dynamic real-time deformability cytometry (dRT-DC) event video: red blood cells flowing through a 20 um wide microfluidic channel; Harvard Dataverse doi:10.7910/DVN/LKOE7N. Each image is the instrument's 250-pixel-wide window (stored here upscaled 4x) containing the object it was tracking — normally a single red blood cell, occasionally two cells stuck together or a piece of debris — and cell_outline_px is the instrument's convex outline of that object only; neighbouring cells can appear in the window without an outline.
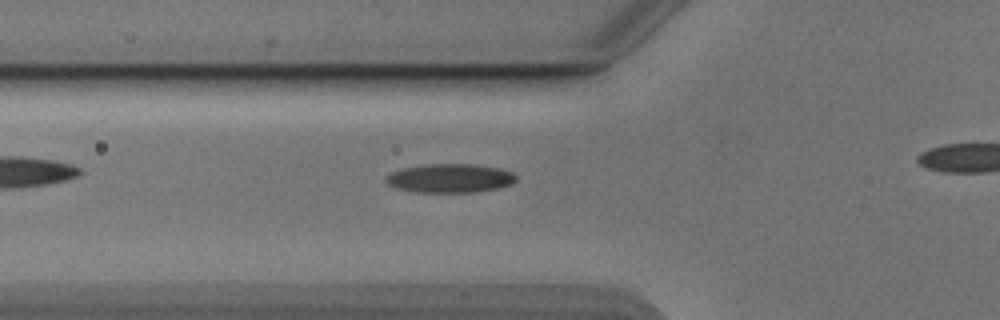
{"species": "Egyptian fruit bat (a non-hibernating species)", "species_latin": "Rousettus aegyptiacus", "temperature_condition": "cold", "stored_images_in_passage": 29, "camera_frame_rate_fps": 3000, "um_per_image_px": 0.085, "animal": {"sex": "male"}, "frame": {"image": 1, "passage_image": 2, "time_ms": 0.333, "image_size_px": [1000, 320], "cell_outline_px": [[516, 180], [512, 184], [500, 188], [476, 192], [416, 192], [396, 188], [388, 184], [384, 180], [384, 176], [400, 168], [424, 164], [472, 164], [496, 168], [512, 172], [516, 176]], "centroid_in_image_um": [38.21, 15.15], "position_along_channel_um": 87.6, "area_um2": 22.02}}
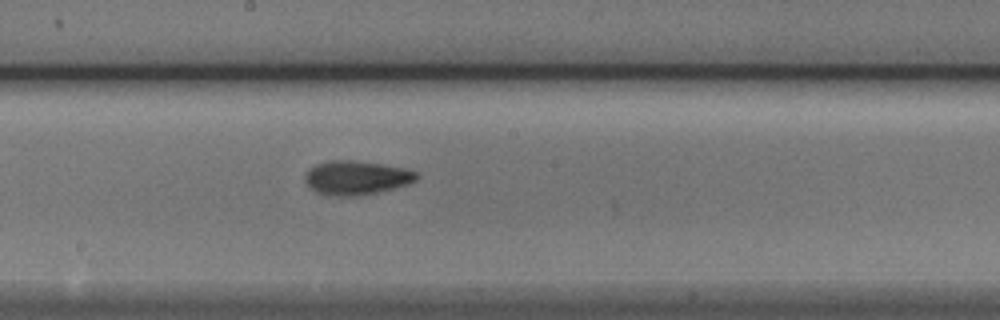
{"frame": {"image": 2, "passage_image": 12, "time_ms": 3.667, "image_size_px": [1000, 320], "cell_outline_px": [[420, 176], [416, 180], [408, 184], [376, 192], [356, 196], [340, 196], [316, 192], [304, 180], [304, 176], [308, 168], [316, 164], [332, 160], [352, 160], [380, 164], [404, 168], [416, 172]], "centroid_in_image_um": [30.27, 15.09], "position_along_channel_um": 217.9, "area_um2": 21.85}}
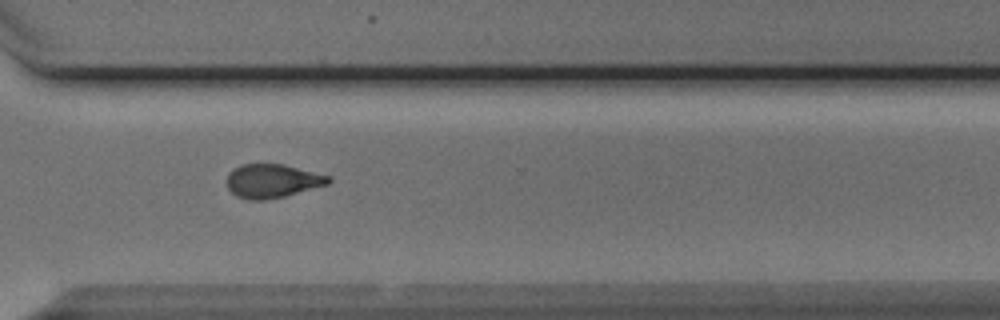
{"frame": {"image": 3, "passage_image": 22, "time_ms": 7.0, "image_size_px": [1000, 320], "cell_outline_px": [[332, 180], [328, 184], [284, 196], [264, 200], [252, 200], [236, 196], [228, 188], [228, 172], [240, 164], [284, 164], [332, 176]], "centroid_in_image_um": [23.17, 15.37], "position_along_channel_um": 347.4, "area_um2": 19.94}, "authors_computed_cell_mechanics": {"area_um2": 20.4612, "velocity_mm_per_s": 3.8988, "shape_relaxation_time_tau1_ms": 5.1849, "shape_relaxation_time_tau2_ms": 4.4746, "deformation_change_tau1": 0.1566, "deformation_change_tau2": 0.1148}}